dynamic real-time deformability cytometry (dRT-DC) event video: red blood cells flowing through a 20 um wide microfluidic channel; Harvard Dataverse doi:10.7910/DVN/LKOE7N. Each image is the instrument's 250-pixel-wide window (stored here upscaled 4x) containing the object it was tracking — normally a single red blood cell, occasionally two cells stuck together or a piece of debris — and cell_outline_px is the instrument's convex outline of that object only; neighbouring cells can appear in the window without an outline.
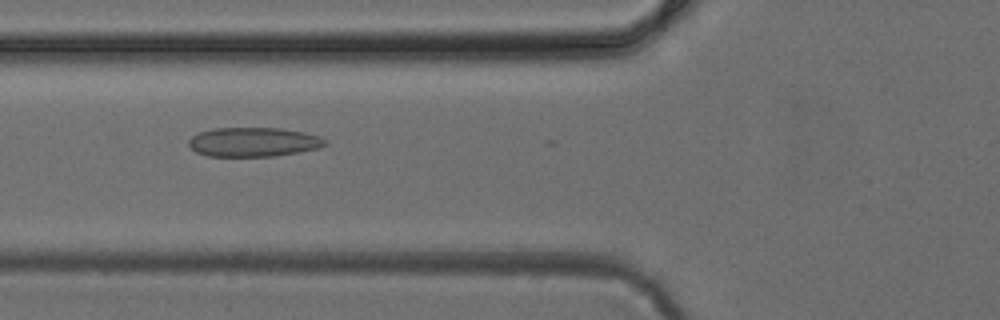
{"species": "common noctule bat (a hibernating species)", "species_latin": "Nyctalus noctula", "temperature_condition": "cold", "stored_images_in_passage": 48, "camera_frame_rate_fps": 3000, "um_per_image_px": 0.085, "animal": {"sex": "female", "body_mass_g": 24.6, "forearm_length_mm": 56.2}, "frame": {"image": 1, "passage_image": 18, "time_ms": 5.667, "image_size_px": [1000, 320], "cell_outline_px": [[328, 144], [320, 148], [300, 152], [276, 156], [208, 156], [196, 152], [188, 144], [188, 140], [196, 132], [212, 128], [280, 128], [304, 132], [320, 136], [328, 140]], "centroid_in_image_um": [21.57, 12.07], "position_along_channel_um": 104.2, "area_um2": 23.58}}
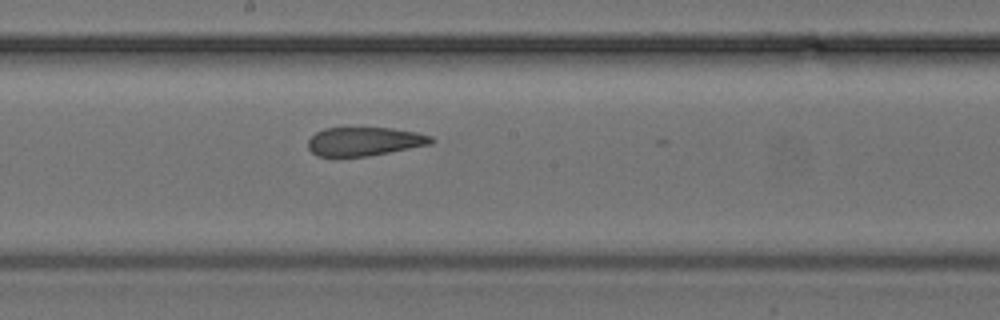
{"frame": {"image": 2, "passage_image": 26, "time_ms": 8.333, "image_size_px": [1000, 320], "cell_outline_px": [[436, 140], [432, 144], [368, 156], [316, 156], [308, 148], [308, 140], [316, 132], [324, 128], [392, 128], [416, 132], [432, 136]], "centroid_in_image_um": [31.0, 12.02], "position_along_channel_um": 217.2, "area_um2": 20.58}}
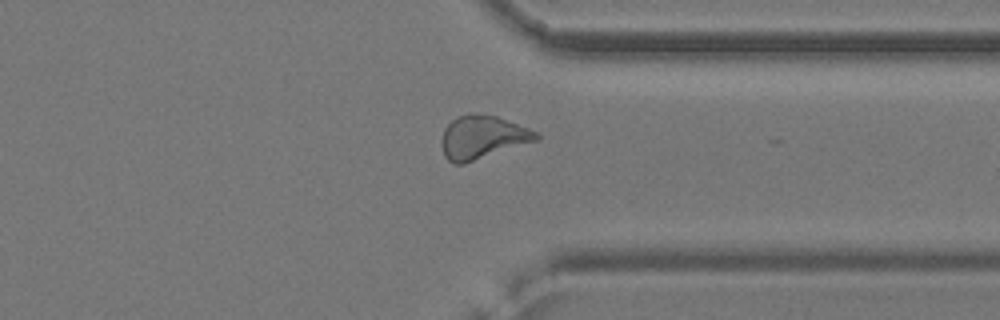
{"frame": {"image": 3, "passage_image": 37, "time_ms": 12.0, "image_size_px": [1000, 320], "cell_outline_px": [[540, 140], [464, 164], [452, 164], [444, 156], [440, 144], [440, 140], [444, 128], [456, 116], [468, 112], [472, 112], [496, 116], [528, 128], [536, 132], [540, 136]], "centroid_in_image_um": [40.97, 11.67], "position_along_channel_um": 370.4, "area_um2": 24.33}}